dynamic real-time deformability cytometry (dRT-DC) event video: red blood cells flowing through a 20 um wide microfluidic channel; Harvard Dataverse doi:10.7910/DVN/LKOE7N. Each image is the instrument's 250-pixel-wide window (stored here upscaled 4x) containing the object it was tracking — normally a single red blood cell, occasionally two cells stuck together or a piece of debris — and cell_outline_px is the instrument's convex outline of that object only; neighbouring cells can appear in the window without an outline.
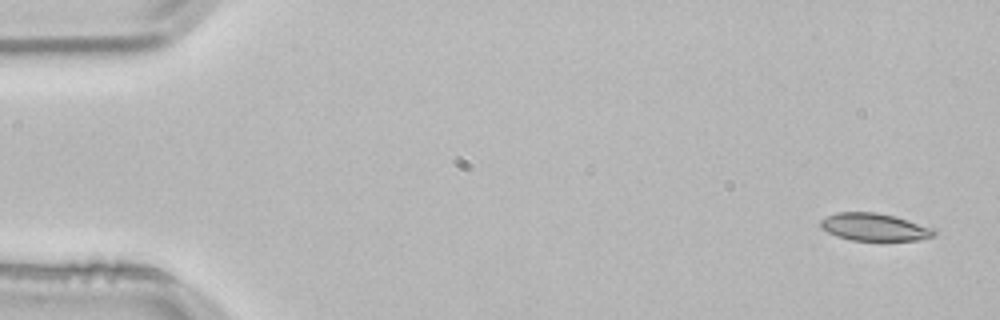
{"species": "common noctule bat (a hibernating species)", "species_latin": "Nyctalus noctula", "temperature_condition": "room temperature", "stored_images_in_passage": 52, "camera_frame_rate_fps": 3000, "um_per_image_px": 0.085, "animal": {"sex": "male", "body_mass_g": 21.5, "forearm_length_mm": 52.0}, "frame": {"image": 1, "passage_image": 1, "time_ms": 0.0, "image_size_px": [1000, 320], "cell_outline_px": [[936, 236], [920, 240], [852, 240], [836, 236], [820, 228], [820, 220], [836, 212], [876, 212], [896, 216], [932, 228], [936, 232]], "centroid_in_image_um": [74.32, 19.3], "position_along_channel_um": 10.7, "area_um2": 18.21}}
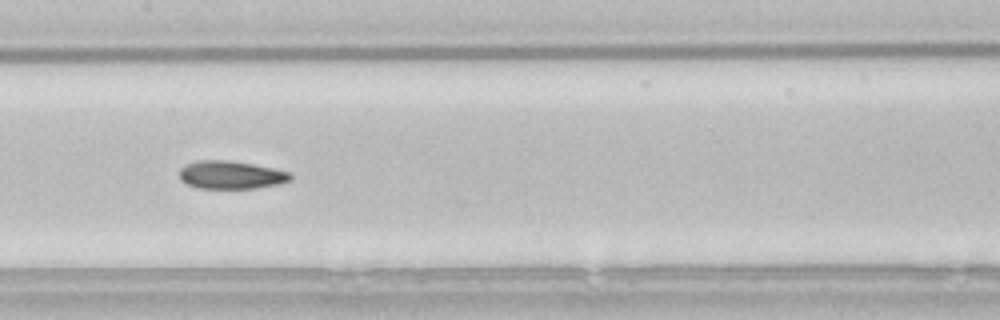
{"frame": {"image": 2, "passage_image": 25, "time_ms": 8.0, "image_size_px": [1000, 320], "cell_outline_px": [[292, 180], [276, 184], [256, 188], [200, 188], [188, 184], [180, 180], [180, 168], [188, 164], [200, 160], [228, 160], [252, 164], [292, 172]], "centroid_in_image_um": [19.66, 14.86], "position_along_channel_um": 187.7, "area_um2": 17.98}}
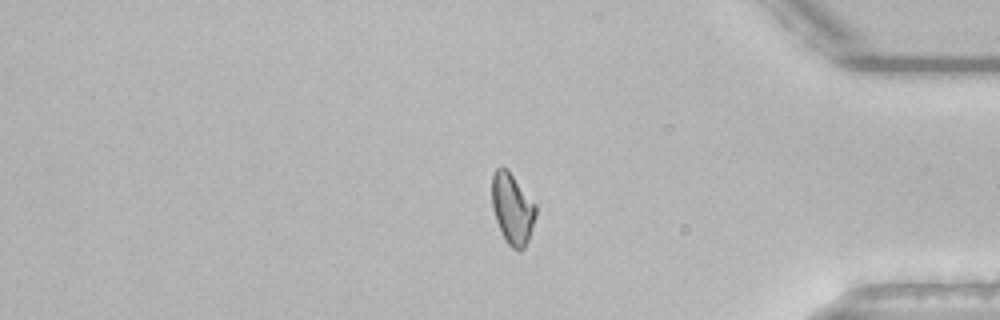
{"frame": {"image": 3, "passage_image": 43, "time_ms": 14.0, "image_size_px": [1000, 320], "cell_outline_px": [[536, 216], [528, 240], [524, 248], [520, 252], [512, 248], [504, 240], [496, 220], [492, 208], [492, 172], [500, 164], [508, 168], [536, 204]], "centroid_in_image_um": [43.54, 17.7], "position_along_channel_um": 391.7, "area_um2": 18.55}, "authors_computed_cell_mechanics": {"area_um2": 18.496, "velocity_mm_per_s": 3.8273, "shape_relaxation_time_tau1_ms": 6.2236, "shape_relaxation_time_tau2_ms": 1.7366, "deformation_change_tau1": 0.1525, "deformation_change_tau2": 0.0684}}